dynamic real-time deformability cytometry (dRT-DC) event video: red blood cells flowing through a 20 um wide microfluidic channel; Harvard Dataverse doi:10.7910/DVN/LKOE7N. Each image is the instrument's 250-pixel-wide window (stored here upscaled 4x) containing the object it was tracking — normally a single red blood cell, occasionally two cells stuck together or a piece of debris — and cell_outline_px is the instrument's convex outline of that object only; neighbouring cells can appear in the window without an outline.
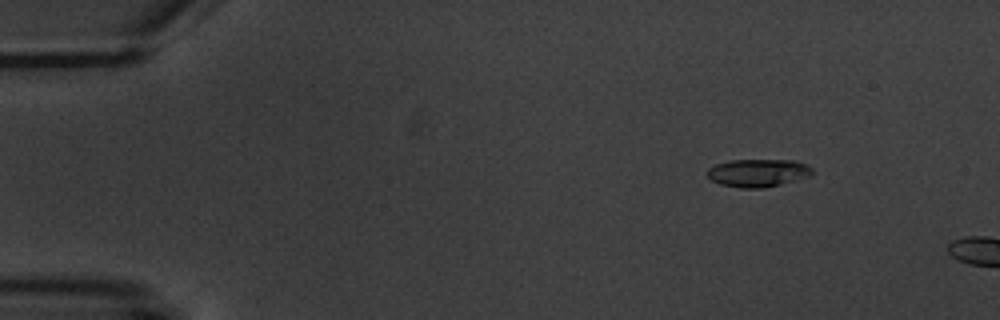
{"species": "common noctule bat (a hibernating species)", "species_latin": "Nyctalus noctula", "temperature_condition": "warm", "stored_images_in_passage": 5, "camera_frame_rate_fps": 3000, "um_per_image_px": 0.085, "animal": {"sex": "male", "body_mass_g": 20.1, "forearm_length_mm": 53.5}, "frame": {"image": 1, "passage_image": 3, "time_ms": 2.333, "image_size_px": [1000, 320], "cell_outline_px": [[812, 176], [764, 188], [740, 188], [720, 184], [712, 180], [708, 176], [708, 168], [716, 164], [732, 160], [796, 160], [812, 168]], "centroid_in_image_um": [64.44, 14.7], "position_along_channel_um": 20.6, "area_um2": 16.99}}